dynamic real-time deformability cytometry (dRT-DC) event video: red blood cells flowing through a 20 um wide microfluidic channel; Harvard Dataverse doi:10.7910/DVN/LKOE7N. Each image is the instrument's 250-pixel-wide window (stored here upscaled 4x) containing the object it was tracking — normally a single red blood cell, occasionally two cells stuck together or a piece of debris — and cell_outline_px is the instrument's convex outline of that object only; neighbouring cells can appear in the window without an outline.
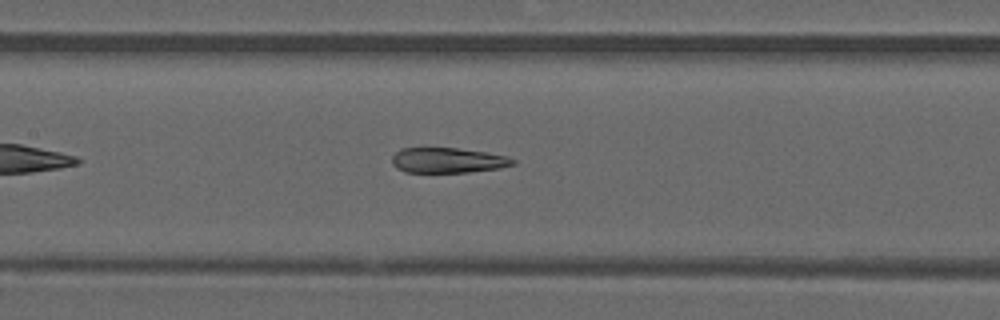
{"species": "common noctule bat (a hibernating species)", "species_latin": "Nyctalus noctula", "temperature_condition": "warm", "stored_images_in_passage": 38, "camera_frame_rate_fps": 3000, "um_per_image_px": 0.085, "animal": {"sex": "male", "forearm_length_mm": 52.5}, "frame": {"image": 1, "passage_image": 12, "time_ms": 3.667, "image_size_px": [1000, 320], "cell_outline_px": [[516, 164], [500, 168], [468, 172], [404, 172], [396, 168], [392, 164], [392, 156], [400, 148], [456, 148], [484, 152], [508, 156], [516, 160]], "centroid_in_image_um": [38.06, 13.63], "position_along_channel_um": 169.3, "area_um2": 17.8}}
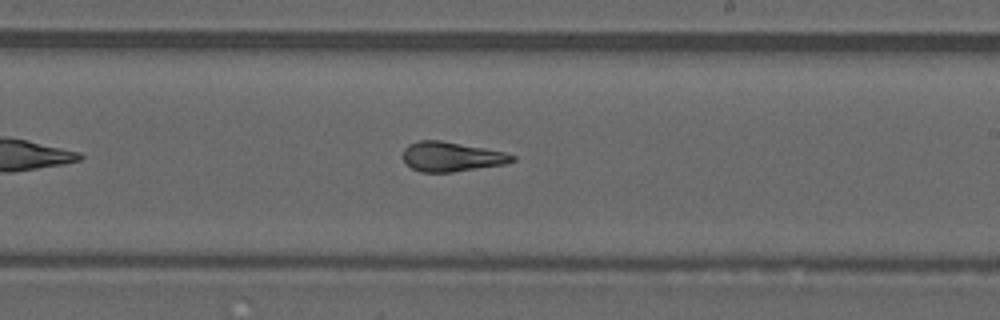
{"frame": {"image": 2, "passage_image": 18, "time_ms": 5.667, "image_size_px": [1000, 320], "cell_outline_px": [[516, 160], [504, 164], [452, 172], [420, 172], [412, 168], [404, 160], [404, 148], [408, 144], [420, 140], [440, 140], [484, 148], [504, 152], [516, 156]], "centroid_in_image_um": [38.37, 13.31], "position_along_channel_um": 250.6, "area_um2": 18.67}}
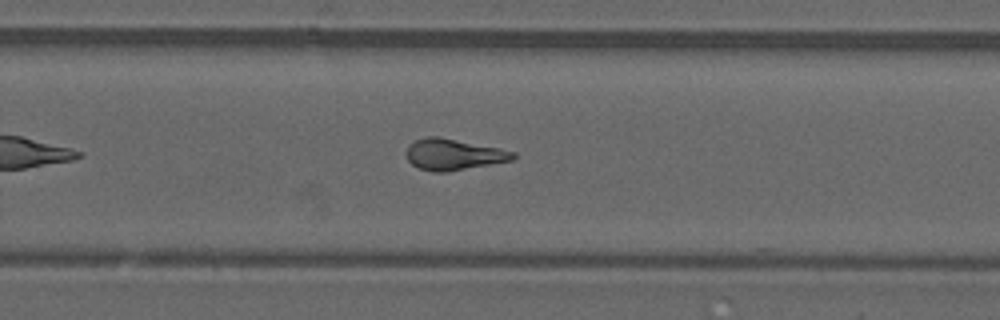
{"frame": {"image": 3, "passage_image": 21, "time_ms": 6.667, "image_size_px": [1000, 320], "cell_outline_px": [[516, 156], [512, 160], [448, 172], [432, 172], [420, 168], [412, 164], [408, 160], [408, 144], [416, 140], [428, 136], [440, 136], [500, 148], [516, 152]], "centroid_in_image_um": [38.57, 13.12], "position_along_channel_um": 291.2, "area_um2": 19.36}, "authors_computed_cell_mechanics": {"area_um2": 19.2763, "velocity_mm_per_s": 4.0788, "shape_relaxation_time_tau1_ms": null, "shape_relaxation_time_tau2_ms": 2.2389, "deformation_change_tau1": null, "deformation_change_tau2": 0.1084}}